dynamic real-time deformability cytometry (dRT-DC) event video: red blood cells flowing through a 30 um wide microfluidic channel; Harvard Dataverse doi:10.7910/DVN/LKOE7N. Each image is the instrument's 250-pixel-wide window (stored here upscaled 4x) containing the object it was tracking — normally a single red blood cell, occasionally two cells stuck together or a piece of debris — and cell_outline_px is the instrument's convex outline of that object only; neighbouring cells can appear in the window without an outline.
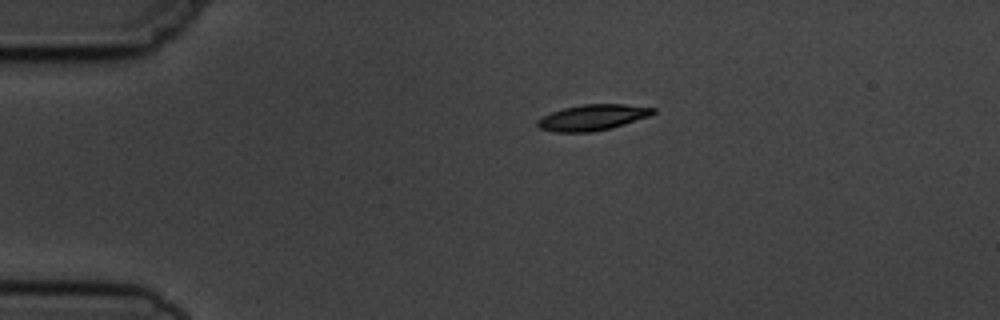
{"species": "common noctule bat (a hibernating species)", "species_latin": "Nyctalus noctula", "temperature_condition": "cold", "stored_images_in_passage": 3, "camera_frame_rate_fps": 3000, "um_per_image_px": 0.085, "animal": {"sex": "male", "body_mass_g": 19.5, "forearm_length_mm": 54.6}, "frame": {"image": 1, "passage_image": 1, "time_ms": 0.0, "image_size_px": [1000, 320], "cell_outline_px": [[656, 112], [648, 116], [624, 124], [592, 132], [556, 132], [540, 128], [536, 124], [536, 120], [540, 116], [564, 108], [584, 104], [624, 104], [656, 108]], "centroid_in_image_um": [50.33, 9.98], "position_along_channel_um": 34.7, "area_um2": 17.28}}
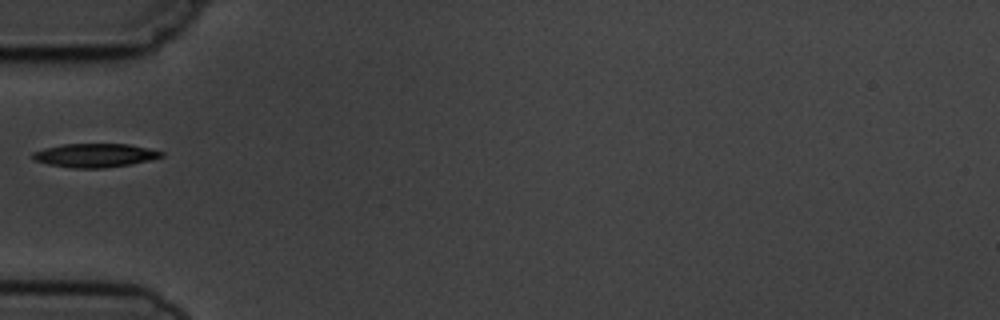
{"frame": {"image": 2, "passage_image": 3, "time_ms": 2.333, "image_size_px": [1000, 320], "cell_outline_px": [[164, 156], [148, 160], [128, 164], [104, 168], [72, 168], [48, 164], [36, 160], [32, 156], [32, 152], [44, 148], [64, 144], [128, 144], [148, 148], [164, 152]], "centroid_in_image_um": [8.06, 13.2], "position_along_channel_um": 76.9, "area_um2": 17.57}}